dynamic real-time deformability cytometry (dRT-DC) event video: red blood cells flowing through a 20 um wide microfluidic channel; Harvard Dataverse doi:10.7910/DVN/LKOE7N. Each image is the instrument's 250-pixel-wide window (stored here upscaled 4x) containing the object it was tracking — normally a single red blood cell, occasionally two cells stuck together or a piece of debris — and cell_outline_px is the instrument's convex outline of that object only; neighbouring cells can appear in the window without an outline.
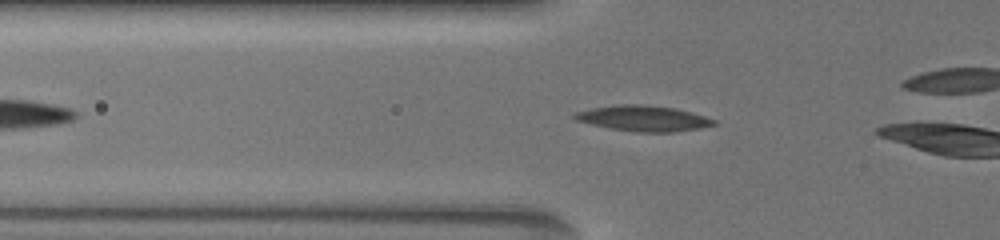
{"species": "common noctule bat (a hibernating species)", "species_latin": "Nyctalus noctula", "temperature_condition": "warm", "stored_images_in_passage": 16, "camera_frame_rate_fps": 3000, "um_per_image_px": 0.085, "animal": {"sex": "female", "body_mass_g": 19.5, "forearm_length_mm": 54.1}, "frame": {"image": 1, "passage_image": 2, "time_ms": 1.0, "image_size_px": [1000, 240], "cell_outline_px": [[716, 124], [700, 128], [676, 132], [632, 132], [608, 128], [576, 120], [572, 116], [572, 112], [592, 108], [620, 104], [640, 104], [676, 108], [692, 112], [716, 120]], "centroid_in_image_um": [54.67, 10.06], "position_along_channel_um": 71.1, "area_um2": 20.92}}
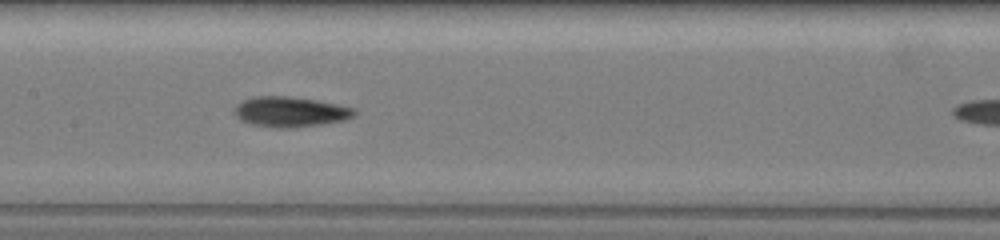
{"frame": {"image": 2, "passage_image": 6, "time_ms": 4.0, "image_size_px": [1000, 240], "cell_outline_px": [[356, 116], [344, 120], [324, 124], [296, 128], [272, 128], [252, 124], [240, 120], [232, 112], [236, 104], [244, 100], [256, 96], [284, 96], [312, 100], [352, 108], [356, 112]], "centroid_in_image_um": [24.62, 9.53], "position_along_channel_um": 182.8, "area_um2": 21.04}}
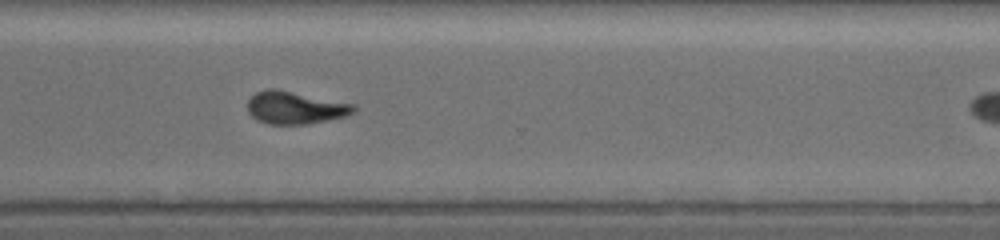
{"frame": {"image": 3, "passage_image": 12, "time_ms": 8.333, "image_size_px": [1000, 240], "cell_outline_px": [[356, 112], [348, 116], [308, 124], [268, 124], [256, 120], [248, 112], [248, 100], [256, 92], [268, 88], [276, 88], [356, 104]], "centroid_in_image_um": [25.12, 9.15], "position_along_channel_um": 345.5, "area_um2": 20.46}}